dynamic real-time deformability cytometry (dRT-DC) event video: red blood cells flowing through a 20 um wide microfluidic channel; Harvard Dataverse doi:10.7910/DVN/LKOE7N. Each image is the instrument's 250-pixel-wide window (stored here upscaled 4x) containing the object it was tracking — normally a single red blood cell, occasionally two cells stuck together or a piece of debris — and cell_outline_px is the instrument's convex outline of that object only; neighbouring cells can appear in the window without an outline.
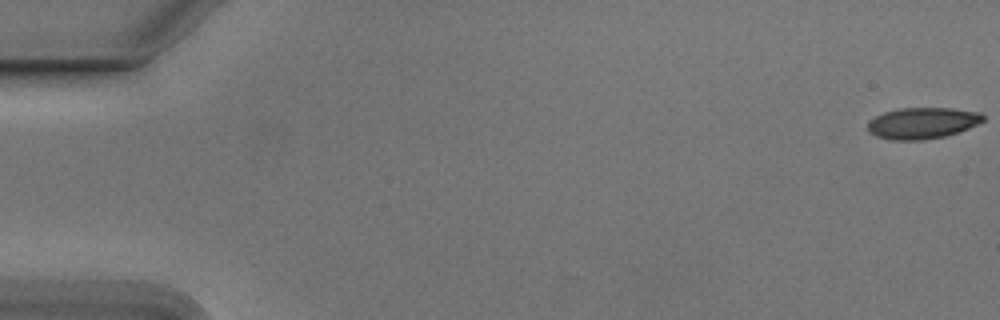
{"species": "Egyptian fruit bat (a non-hibernating species)", "species_latin": "Rousettus aegyptiacus", "temperature_condition": "cold", "stored_images_in_passage": 12, "camera_frame_rate_fps": 3000, "um_per_image_px": 0.085, "animal": {"sex": "male"}, "frame": {"image": 1, "passage_image": 1, "time_ms": 0.0, "image_size_px": [1000, 320], "cell_outline_px": [[984, 120], [968, 128], [944, 136], [924, 140], [892, 140], [876, 136], [868, 132], [868, 120], [884, 112], [900, 108], [952, 108], [980, 112], [984, 116]], "centroid_in_image_um": [78.37, 10.46], "position_along_channel_um": 6.6, "area_um2": 20.98}}